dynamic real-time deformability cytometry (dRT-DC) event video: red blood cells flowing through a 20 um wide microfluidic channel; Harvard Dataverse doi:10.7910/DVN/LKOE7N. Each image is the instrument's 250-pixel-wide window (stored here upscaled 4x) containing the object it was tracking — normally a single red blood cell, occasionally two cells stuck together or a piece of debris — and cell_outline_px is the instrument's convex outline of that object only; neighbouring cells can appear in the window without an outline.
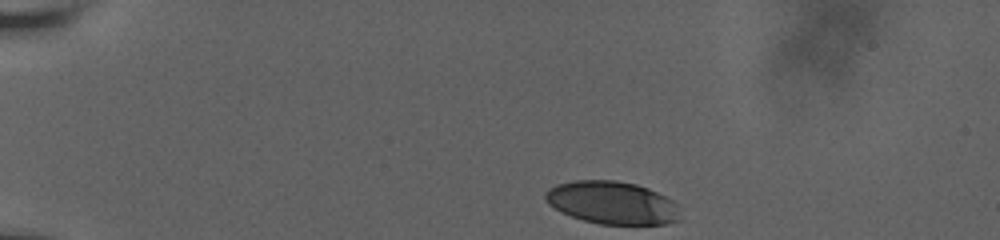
{"species": "human", "species_latin": "Homo sapiens", "temperature_condition": "room temperature", "stored_images_in_passage": 40, "camera_frame_rate_fps": 3000, "um_per_image_px": 0.085, "donor": {"sex": "male"}, "frame": {"image": 1, "passage_image": 1, "time_ms": 0.0, "image_size_px": [1000, 240], "cell_outline_px": [[680, 220], [664, 224], [600, 224], [584, 220], [572, 216], [548, 204], [544, 196], [544, 192], [556, 184], [576, 180], [616, 180], [636, 184], [648, 188], [672, 200]], "centroid_in_image_um": [51.99, 17.22], "position_along_channel_um": 33.0, "area_um2": 33.18}}
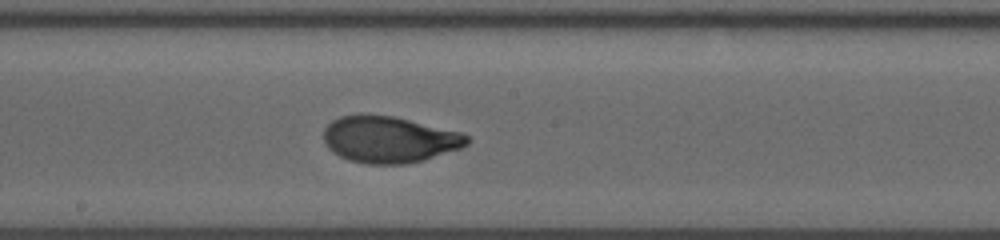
{"frame": {"image": 2, "passage_image": 23, "time_ms": 7.333, "image_size_px": [1000, 240], "cell_outline_px": [[472, 140], [468, 144], [460, 148], [424, 160], [408, 164], [368, 164], [348, 160], [332, 152], [328, 148], [324, 140], [324, 128], [332, 120], [340, 116], [360, 112], [392, 116], [460, 132], [468, 136]], "centroid_in_image_um": [33.05, 11.84], "position_along_channel_um": 215.2, "area_um2": 39.19}}
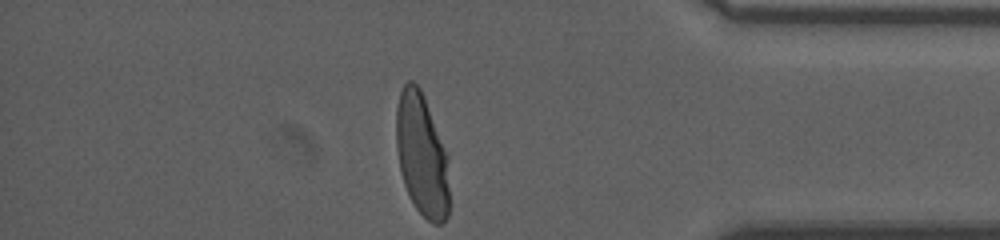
{"frame": {"image": 3, "passage_image": 40, "time_ms": 13.0, "image_size_px": [1000, 240], "cell_outline_px": [[448, 216], [440, 224], [432, 224], [416, 208], [404, 184], [400, 172], [396, 148], [396, 108], [400, 92], [404, 84], [408, 80], [412, 80], [420, 88], [424, 96], [448, 156]], "centroid_in_image_um": [35.84, 13.15], "position_along_channel_um": 399.4, "area_um2": 37.92}, "authors_computed_cell_mechanics": {"area_um2": 38.148, "velocity_mm_per_s": 3.6459, "shape_relaxation_time_tau1_ms": 4.6102, "shape_relaxation_time_tau2_ms": null, "deformation_change_tau1": 0.2247, "deformation_change_tau2": null}}